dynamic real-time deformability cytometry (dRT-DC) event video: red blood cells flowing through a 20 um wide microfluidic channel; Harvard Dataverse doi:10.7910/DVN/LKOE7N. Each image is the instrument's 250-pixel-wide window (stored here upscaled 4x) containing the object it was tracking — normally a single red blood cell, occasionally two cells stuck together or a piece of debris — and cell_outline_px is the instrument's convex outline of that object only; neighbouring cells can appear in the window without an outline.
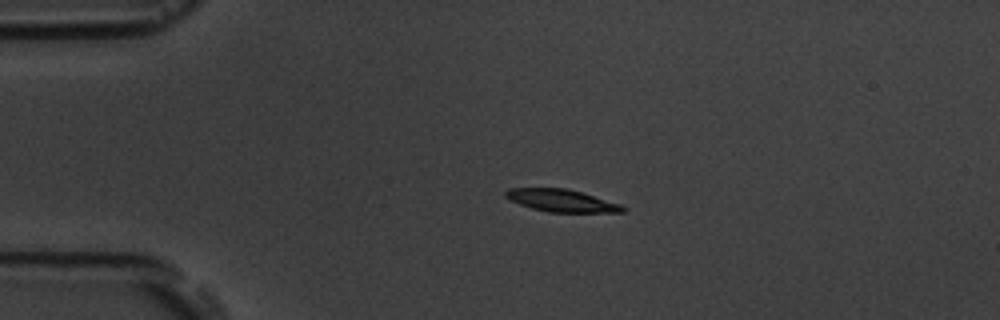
{"species": "common noctule bat (a hibernating species)", "species_latin": "Nyctalus noctula", "temperature_condition": "room temperature", "stored_images_in_passage": 4, "camera_frame_rate_fps": 3000, "um_per_image_px": 0.085, "animal": {"sex": "male", "body_mass_g": 19.5, "forearm_length_mm": 54.6}, "frame": {"image": 1, "passage_image": 3, "time_ms": 2.333, "image_size_px": [1000, 320], "cell_outline_px": [[628, 208], [624, 212], [548, 212], [532, 208], [508, 200], [504, 196], [504, 192], [508, 188], [568, 188], [620, 204]], "centroid_in_image_um": [47.7, 17.04], "position_along_channel_um": 37.3, "area_um2": 15.32}}